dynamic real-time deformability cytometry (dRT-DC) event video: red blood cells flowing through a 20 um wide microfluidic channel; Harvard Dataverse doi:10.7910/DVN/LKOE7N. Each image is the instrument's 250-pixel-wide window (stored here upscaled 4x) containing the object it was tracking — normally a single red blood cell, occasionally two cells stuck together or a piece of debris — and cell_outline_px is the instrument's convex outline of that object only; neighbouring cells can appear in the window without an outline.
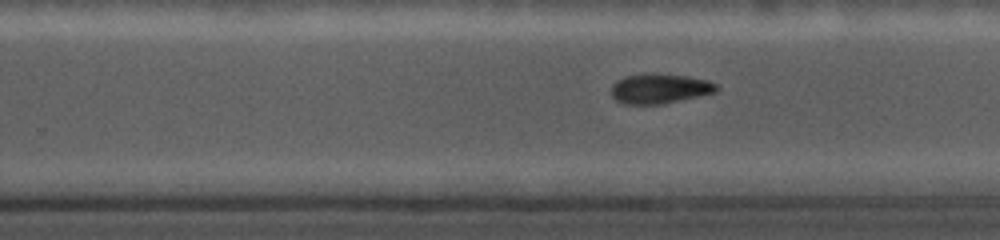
{"species": "common noctule bat (a hibernating species)", "species_latin": "Nyctalus noctula", "temperature_condition": "cold", "stored_images_in_passage": 51, "camera_frame_rate_fps": 5000, "um_per_image_px": 0.085, "animal": {"sex": "female", "body_mass_g": 19.0, "forearm_length_mm": 56.7}, "frame": {"image": 1, "passage_image": 34, "time_ms": 6.0, "image_size_px": [1000, 240], "cell_outline_px": [[716, 88], [712, 92], [660, 104], [624, 104], [616, 100], [612, 96], [612, 84], [616, 80], [624, 76], [656, 72], [688, 76], [708, 80], [716, 84]], "centroid_in_image_um": [55.99, 7.5], "position_along_channel_um": 273.8, "area_um2": 18.09}}
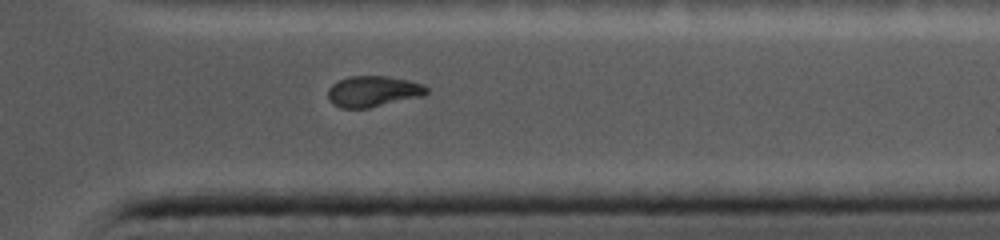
{"frame": {"image": 2, "passage_image": 44, "time_ms": 8.8, "image_size_px": [1000, 240], "cell_outline_px": [[428, 92], [424, 96], [368, 108], [340, 108], [328, 100], [328, 88], [332, 84], [348, 76], [388, 76], [408, 80], [424, 84], [428, 88]], "centroid_in_image_um": [31.73, 7.76], "position_along_channel_um": 379.7, "area_um2": 17.92}}
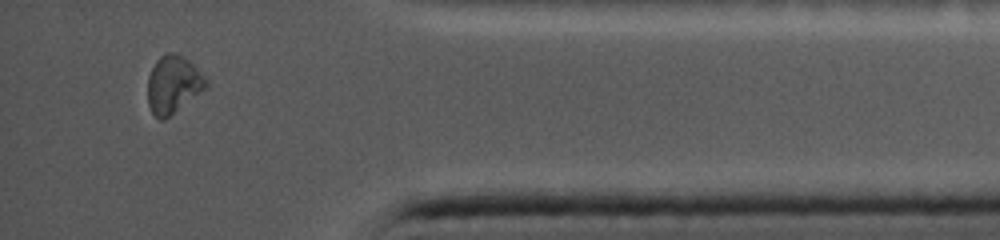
{"frame": {"image": 3, "passage_image": 49, "time_ms": 10.2, "image_size_px": [1000, 240], "cell_outline_px": [[208, 84], [204, 88], [164, 120], [160, 120], [152, 112], [148, 104], [148, 76], [156, 60], [160, 56], [168, 52], [176, 52], [184, 56], [208, 80]], "centroid_in_image_um": [14.69, 7.15], "position_along_channel_um": 420.5, "area_um2": 19.19}}